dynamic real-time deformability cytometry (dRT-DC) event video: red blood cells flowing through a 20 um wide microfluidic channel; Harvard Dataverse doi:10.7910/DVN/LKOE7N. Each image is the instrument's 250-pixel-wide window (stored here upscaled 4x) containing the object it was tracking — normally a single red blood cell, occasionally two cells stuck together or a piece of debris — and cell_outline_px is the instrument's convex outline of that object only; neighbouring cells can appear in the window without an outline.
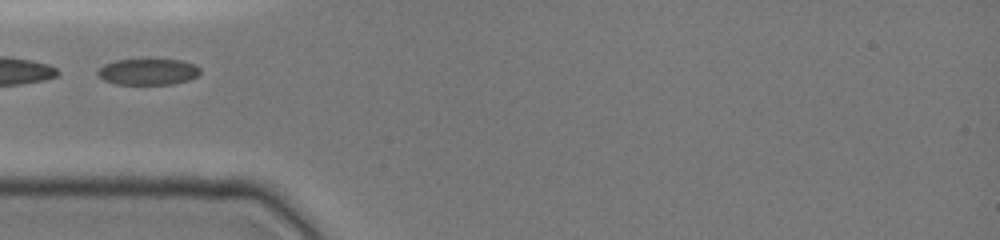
{"species": "common noctule bat (a hibernating species)", "species_latin": "Nyctalus noctula", "temperature_condition": "cold", "stored_images_in_passage": 12, "camera_frame_rate_fps": 3000, "um_per_image_px": 0.085, "animal": {"sex": "female", "body_mass_g": 19.0, "forearm_length_mm": 51.5}, "frame": {"image": 1, "passage_image": 1, "time_ms": 0.0, "image_size_px": [1000, 240], "cell_outline_px": [[200, 72], [196, 76], [188, 80], [172, 84], [116, 84], [104, 80], [96, 76], [96, 72], [104, 64], [116, 60], [144, 56], [180, 60], [196, 64], [200, 68]], "centroid_in_image_um": [12.56, 6.04], "position_along_channel_um": 72.4, "area_um2": 16.53}}
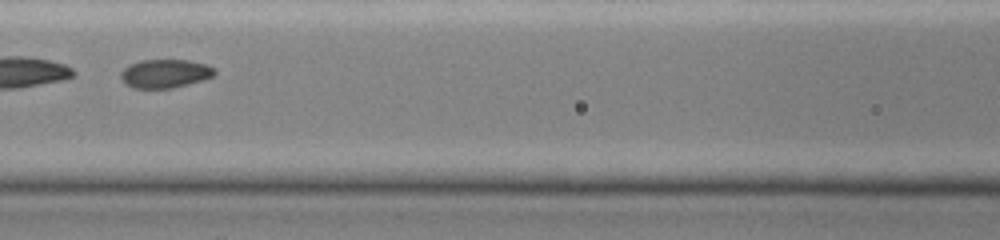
{"frame": {"image": 2, "passage_image": 7, "time_ms": 2.0, "image_size_px": [1000, 240], "cell_outline_px": [[216, 72], [212, 76], [204, 80], [172, 88], [132, 88], [124, 84], [120, 80], [120, 72], [128, 64], [140, 60], [188, 60], [204, 64], [216, 68]], "centroid_in_image_um": [13.99, 6.25], "position_along_channel_um": 152.6, "area_um2": 15.84}}
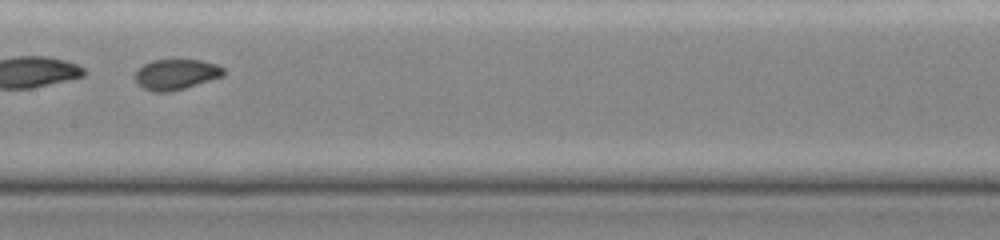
{"frame": {"image": 3, "passage_image": 10, "time_ms": 3.0, "image_size_px": [1000, 240], "cell_outline_px": [[224, 76], [184, 88], [168, 92], [156, 92], [144, 88], [136, 84], [136, 68], [152, 60], [204, 60], [216, 64], [224, 68]], "centroid_in_image_um": [14.96, 6.31], "position_along_channel_um": 192.4, "area_um2": 15.72}}